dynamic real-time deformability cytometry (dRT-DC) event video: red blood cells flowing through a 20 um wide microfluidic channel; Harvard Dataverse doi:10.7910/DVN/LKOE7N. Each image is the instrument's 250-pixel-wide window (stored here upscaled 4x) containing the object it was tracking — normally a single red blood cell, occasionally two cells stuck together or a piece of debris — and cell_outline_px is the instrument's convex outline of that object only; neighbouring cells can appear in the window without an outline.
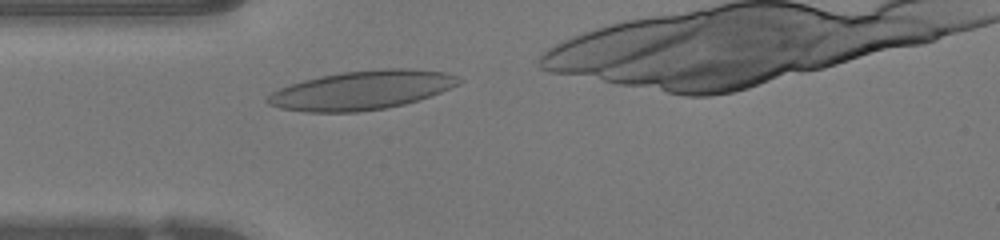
{"species": "human", "species_latin": "Homo sapiens", "temperature_condition": "warm", "stored_images_in_passage": 32, "camera_frame_rate_fps": 3000, "um_per_image_px": 0.085, "donor": {"sex": "female"}, "frame": {"image": 1, "passage_image": 2, "time_ms": 0.333, "image_size_px": [1000, 240], "cell_outline_px": [[464, 80], [460, 84], [440, 92], [404, 104], [384, 108], [356, 112], [304, 112], [280, 108], [268, 104], [264, 100], [272, 92], [288, 84], [320, 76], [340, 72], [384, 68], [404, 68], [444, 72], [456, 76]], "centroid_in_image_um": [30.71, 7.66], "position_along_channel_um": 54.3, "area_um2": 43.29}}
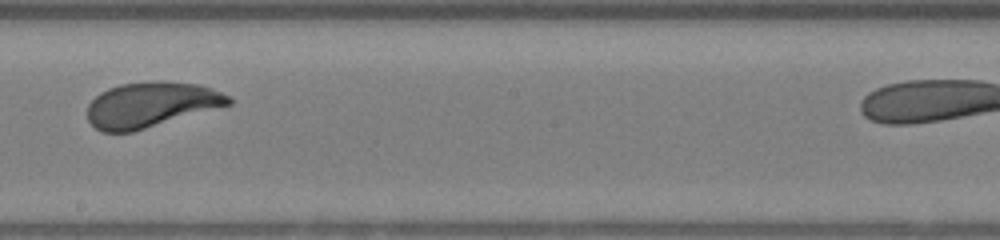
{"frame": {"image": 2, "passage_image": 15, "time_ms": 4.667, "image_size_px": [1000, 240], "cell_outline_px": [[232, 104], [132, 132], [100, 132], [88, 120], [88, 104], [100, 92], [108, 88], [120, 84], [152, 80], [196, 84], [212, 88], [232, 96]], "centroid_in_image_um": [12.84, 8.89], "position_along_channel_um": 235.4, "area_um2": 37.28}}
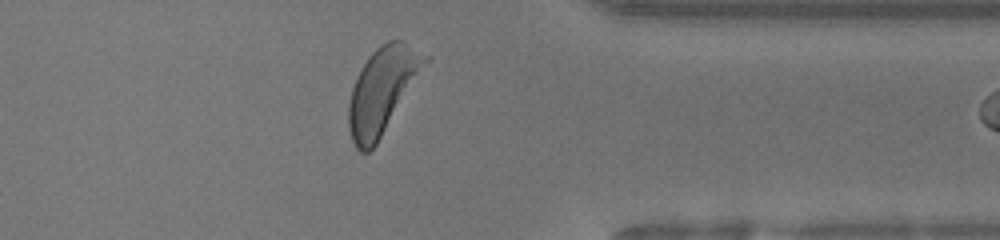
{"frame": {"image": 3, "passage_image": 26, "time_ms": 8.333, "image_size_px": [1000, 240], "cell_outline_px": [[432, 56], [376, 144], [368, 152], [360, 152], [356, 148], [352, 140], [348, 128], [348, 104], [352, 88], [364, 64], [372, 52], [380, 44], [388, 40], [404, 40]], "centroid_in_image_um": [32.52, 7.64], "position_along_channel_um": 378.9, "area_um2": 37.92}, "authors_computed_cell_mechanics": {"area_um2": 37.8012, "velocity_mm_per_s": 4.2534, "shape_relaxation_time_tau1_ms": 4.1836, "shape_relaxation_time_tau2_ms": 0.766, "deformation_change_tau1": 0.1893, "deformation_change_tau2": 0.0818}}